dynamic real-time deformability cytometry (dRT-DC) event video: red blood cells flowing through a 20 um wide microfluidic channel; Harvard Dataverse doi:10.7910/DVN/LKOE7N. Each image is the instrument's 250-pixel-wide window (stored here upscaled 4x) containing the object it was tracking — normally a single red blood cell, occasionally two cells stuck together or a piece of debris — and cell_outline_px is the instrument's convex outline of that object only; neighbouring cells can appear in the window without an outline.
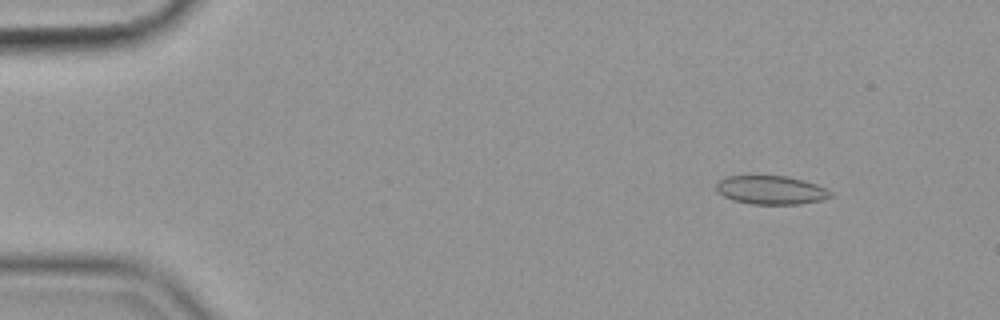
{"species": "common noctule bat (a hibernating species)", "species_latin": "Nyctalus noctula", "temperature_condition": "cold", "stored_images_in_passage": 57, "camera_frame_rate_fps": 3000, "um_per_image_px": 0.085, "animal": {"sex": "female", "body_mass_g": 19.9}, "frame": {"image": 1, "passage_image": 7, "time_ms": 2.0, "image_size_px": [1000, 320], "cell_outline_px": [[832, 196], [820, 200], [800, 204], [752, 204], [732, 200], [716, 192], [716, 184], [720, 180], [728, 176], [784, 176], [816, 184], [832, 192]], "centroid_in_image_um": [65.5, 16.16], "position_along_channel_um": 19.5, "area_um2": 18.84}}
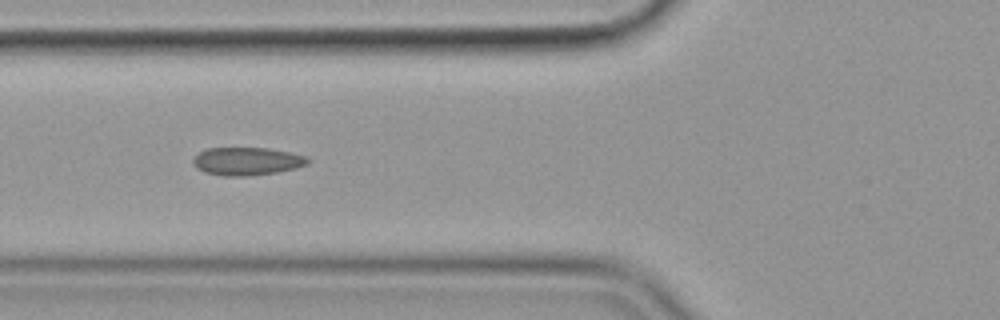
{"frame": {"image": 2, "passage_image": 22, "time_ms": 7.0, "image_size_px": [1000, 320], "cell_outline_px": [[308, 164], [296, 168], [276, 172], [248, 176], [224, 176], [204, 172], [196, 168], [192, 160], [200, 152], [208, 148], [268, 148], [288, 152], [304, 156], [308, 160]], "centroid_in_image_um": [20.96, 13.71], "position_along_channel_um": 104.8, "area_um2": 18.5}}
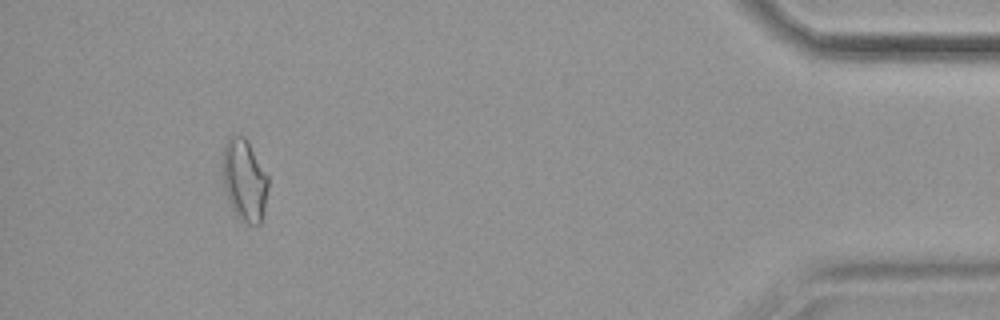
{"frame": {"image": 3, "passage_image": 53, "time_ms": 17.333, "image_size_px": [1000, 320], "cell_outline_px": [[268, 188], [260, 224], [248, 224], [240, 220], [236, 216], [232, 208], [224, 188], [224, 144], [232, 136], [244, 136], [248, 140], [268, 176]], "centroid_in_image_um": [20.8, 15.32], "position_along_channel_um": 414.4, "area_um2": 21.33}, "authors_computed_cell_mechanics": {"area_um2": 18.8428, "velocity_mm_per_s": 3.5755, "shape_relaxation_time_tau1_ms": null, "shape_relaxation_time_tau2_ms": 2.1568, "deformation_change_tau1": null, "deformation_change_tau2": 0.0795}}